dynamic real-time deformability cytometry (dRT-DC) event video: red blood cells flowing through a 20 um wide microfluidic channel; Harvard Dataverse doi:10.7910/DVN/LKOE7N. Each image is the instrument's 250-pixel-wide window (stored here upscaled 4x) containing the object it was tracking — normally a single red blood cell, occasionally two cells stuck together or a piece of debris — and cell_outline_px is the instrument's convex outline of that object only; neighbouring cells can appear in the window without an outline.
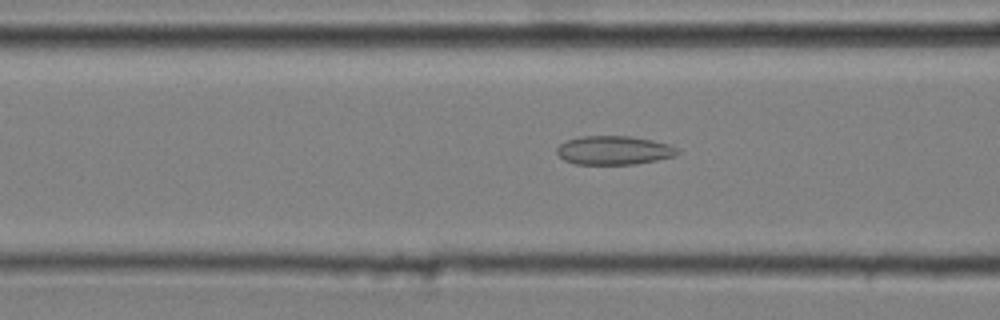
{"species": "common noctule bat (a hibernating species)", "species_latin": "Nyctalus noctula", "temperature_condition": "cold", "stored_images_in_passage": 50, "camera_frame_rate_fps": 3000, "um_per_image_px": 0.085, "animal": {"sex": "male", "body_mass_g": 20.4}, "frame": {"image": 1, "passage_image": 20, "time_ms": 6.333, "image_size_px": [1000, 320], "cell_outline_px": [[680, 152], [676, 156], [636, 164], [576, 164], [564, 160], [556, 152], [556, 148], [560, 144], [568, 140], [580, 136], [628, 136], [652, 140], [668, 144], [680, 148]], "centroid_in_image_um": [52.21, 12.77], "position_along_channel_um": 114.4, "area_um2": 20.29}}
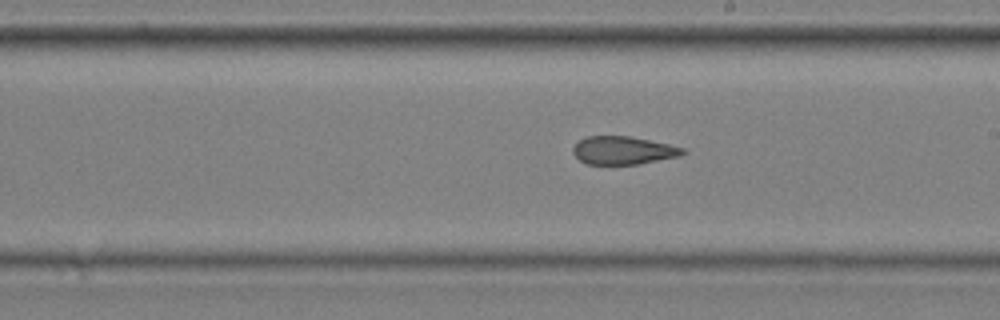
{"frame": {"image": 2, "passage_image": 30, "time_ms": 9.667, "image_size_px": [1000, 320], "cell_outline_px": [[688, 152], [680, 156], [636, 164], [588, 164], [580, 160], [572, 152], [572, 148], [580, 140], [588, 136], [628, 136], [668, 144], [684, 148]], "centroid_in_image_um": [52.98, 12.78], "position_along_channel_um": 236.0, "area_um2": 17.74}}
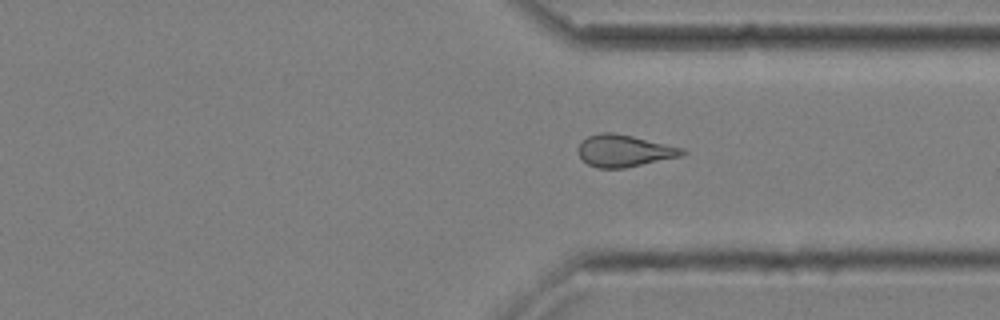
{"frame": {"image": 3, "passage_image": 40, "time_ms": 13.0, "image_size_px": [1000, 320], "cell_outline_px": [[688, 152], [680, 156], [624, 168], [600, 168], [588, 164], [580, 156], [580, 144], [588, 136], [600, 132], [612, 132], [632, 136], [684, 148]], "centroid_in_image_um": [53.09, 12.81], "position_along_channel_um": 358.3, "area_um2": 19.02}, "authors_computed_cell_mechanics": {"area_um2": 19.4497, "velocity_mm_per_s": 3.6518, "shape_relaxation_time_tau1_ms": null, "shape_relaxation_time_tau2_ms": 2.2907, "deformation_change_tau1": null, "deformation_change_tau2": 0.1055}}